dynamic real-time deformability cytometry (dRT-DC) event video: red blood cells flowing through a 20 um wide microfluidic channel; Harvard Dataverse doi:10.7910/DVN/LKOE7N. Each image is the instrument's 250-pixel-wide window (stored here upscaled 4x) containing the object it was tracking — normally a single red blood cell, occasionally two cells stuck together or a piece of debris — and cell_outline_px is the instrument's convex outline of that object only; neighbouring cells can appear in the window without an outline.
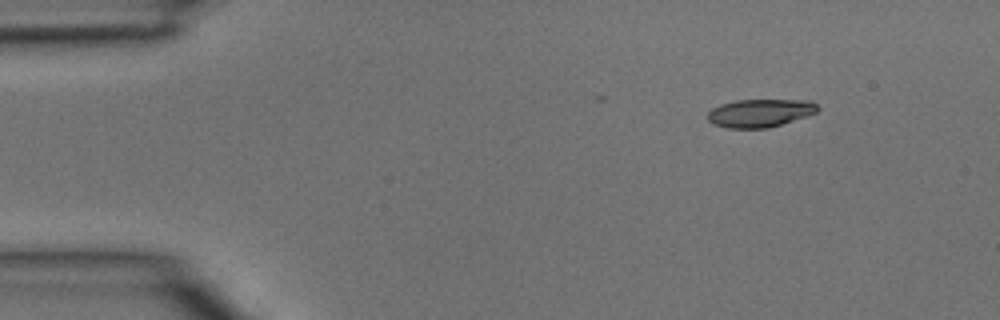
{"species": "common noctule bat (a hibernating species)", "species_latin": "Nyctalus noctula", "temperature_condition": "room temperature", "stored_images_in_passage": 3, "camera_frame_rate_fps": 3000, "um_per_image_px": 0.085, "animal": {"sex": "male", "body_mass_g": 15.6}, "frame": {"image": 1, "passage_image": 1, "time_ms": 0.0, "image_size_px": [1000, 320], "cell_outline_px": [[820, 108], [816, 112], [768, 128], [728, 128], [712, 124], [708, 120], [708, 112], [712, 108], [720, 104], [736, 100], [812, 100]], "centroid_in_image_um": [64.57, 9.6], "position_along_channel_um": 20.4, "area_um2": 17.86}}
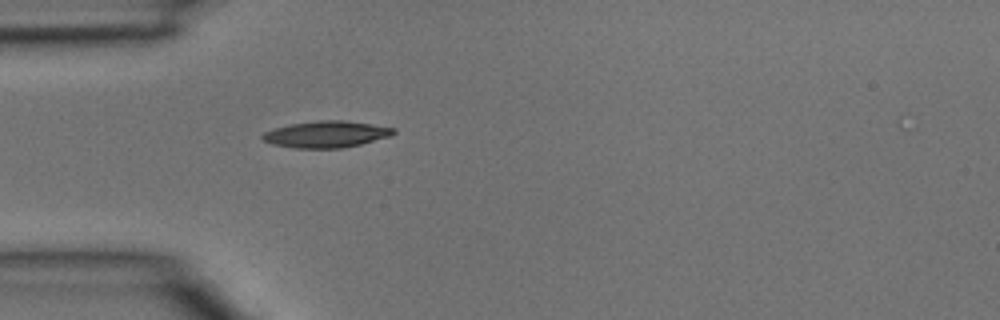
{"frame": {"image": 2, "passage_image": 3, "time_ms": 0.667, "image_size_px": [1000, 320], "cell_outline_px": [[396, 132], [392, 136], [360, 144], [340, 148], [296, 148], [272, 144], [264, 140], [260, 136], [264, 132], [288, 124], [320, 120], [344, 120], [372, 124], [396, 128]], "centroid_in_image_um": [27.76, 11.4], "position_along_channel_um": 57.2, "area_um2": 20.29}}